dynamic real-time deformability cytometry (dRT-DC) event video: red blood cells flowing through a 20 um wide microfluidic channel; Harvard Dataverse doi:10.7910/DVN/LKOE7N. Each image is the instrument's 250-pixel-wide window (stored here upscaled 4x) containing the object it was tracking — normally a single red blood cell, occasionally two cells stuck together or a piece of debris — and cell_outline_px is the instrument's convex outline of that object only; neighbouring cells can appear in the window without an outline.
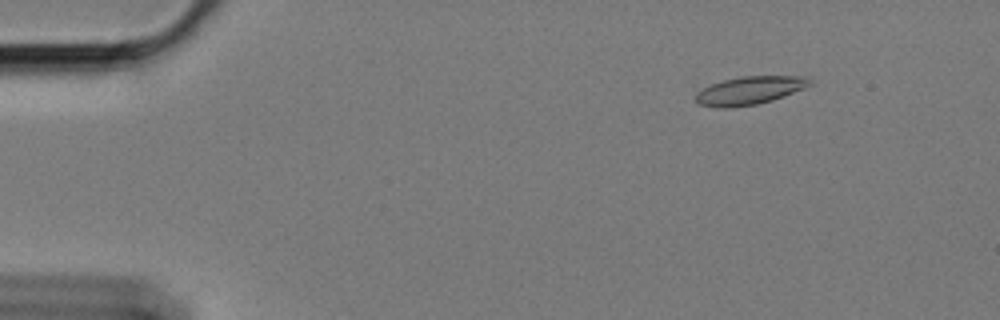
{"species": "Egyptian fruit bat (a non-hibernating species)", "species_latin": "Rousettus aegyptiacus", "temperature_condition": "cold", "stored_images_in_passage": 56, "camera_frame_rate_fps": 3000, "um_per_image_px": 0.085, "animal": {"sex": "female"}, "frame": {"image": 1, "passage_image": 4, "time_ms": 1.0, "image_size_px": [1000, 320], "cell_outline_px": [[812, 84], [804, 88], [772, 100], [756, 104], [728, 108], [716, 108], [700, 104], [696, 100], [696, 92], [712, 84], [724, 80], [740, 76], [808, 76], [812, 80]], "centroid_in_image_um": [63.73, 7.68], "position_along_channel_um": 21.3, "area_um2": 18.61}}
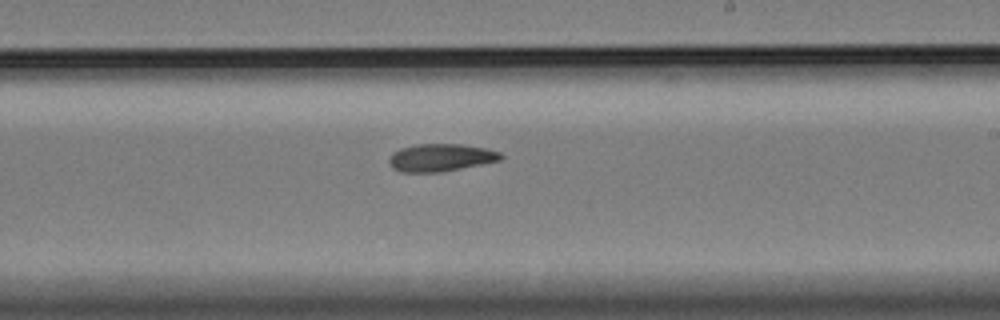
{"frame": {"image": 2, "passage_image": 32, "time_ms": 10.333, "image_size_px": [1000, 320], "cell_outline_px": [[504, 156], [500, 160], [440, 172], [400, 172], [392, 168], [388, 160], [392, 152], [400, 148], [416, 144], [460, 144], [488, 148], [500, 152]], "centroid_in_image_um": [37.43, 13.38], "position_along_channel_um": 251.6, "area_um2": 17.98}}
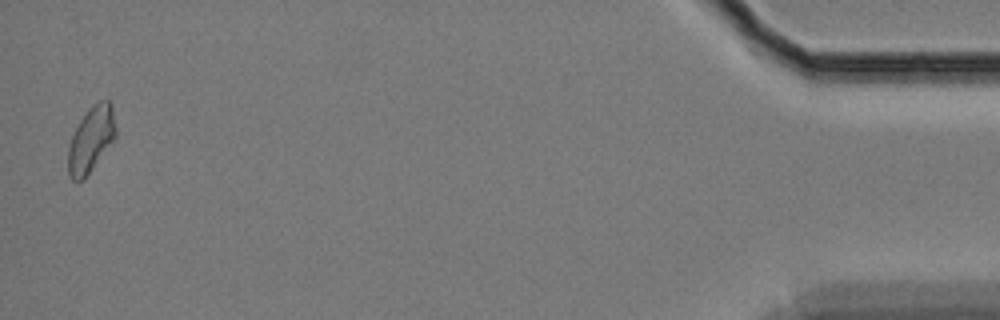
{"frame": {"image": 3, "passage_image": 55, "time_ms": 18.0, "image_size_px": [1000, 320], "cell_outline_px": [[116, 136], [112, 144], [92, 168], [80, 180], [72, 180], [68, 176], [68, 148], [72, 136], [80, 120], [88, 108], [100, 100], [108, 100], [112, 104], [116, 128]], "centroid_in_image_um": [7.75, 11.82], "position_along_channel_um": 427.4, "area_um2": 18.03}}